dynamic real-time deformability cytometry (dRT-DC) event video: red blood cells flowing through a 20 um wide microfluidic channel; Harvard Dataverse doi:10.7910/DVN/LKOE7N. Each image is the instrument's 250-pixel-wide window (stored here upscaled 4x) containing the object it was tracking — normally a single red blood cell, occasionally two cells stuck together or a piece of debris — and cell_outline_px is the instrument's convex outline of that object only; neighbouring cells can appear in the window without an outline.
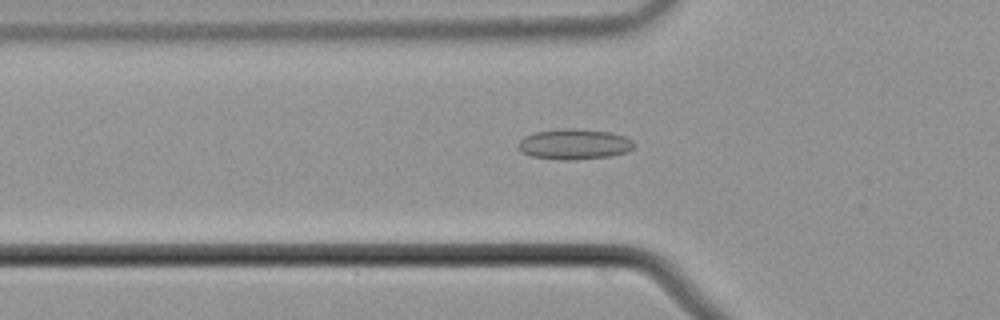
{"species": "common noctule bat (a hibernating species)", "species_latin": "Nyctalus noctula", "temperature_condition": "cold", "stored_images_in_passage": 47, "camera_frame_rate_fps": 3000, "um_per_image_px": 0.085, "animal": {"sex": "male", "body_mass_g": 21.5, "forearm_length_mm": 52.0}, "frame": {"image": 1, "passage_image": 16, "time_ms": 5.0, "image_size_px": [1000, 320], "cell_outline_px": [[636, 144], [628, 152], [608, 156], [576, 160], [560, 160], [532, 156], [520, 152], [516, 144], [524, 136], [536, 132], [560, 128], [580, 128], [612, 132], [624, 136], [632, 140]], "centroid_in_image_um": [48.8, 12.25], "position_along_channel_um": 77.0, "area_um2": 20.92}}
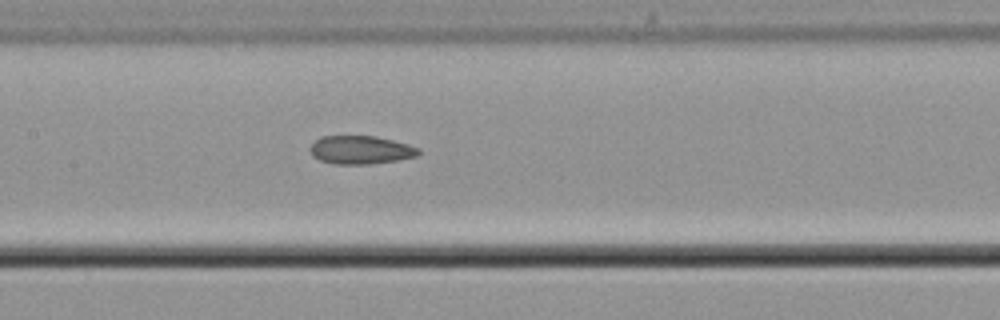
{"frame": {"image": 2, "passage_image": 24, "time_ms": 7.667, "image_size_px": [1000, 320], "cell_outline_px": [[420, 152], [416, 156], [400, 160], [368, 164], [332, 164], [320, 160], [312, 156], [308, 148], [320, 136], [376, 136], [408, 144], [420, 148]], "centroid_in_image_um": [30.64, 12.74], "position_along_channel_um": 176.8, "area_um2": 18.03}}
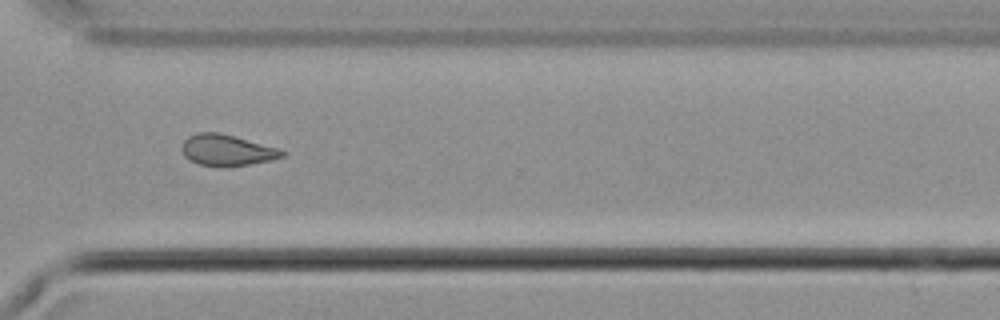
{"frame": {"image": 3, "passage_image": 38, "time_ms": 12.333, "image_size_px": [1000, 320], "cell_outline_px": [[288, 152], [284, 156], [272, 160], [224, 168], [200, 164], [184, 156], [184, 140], [188, 136], [196, 132], [220, 132], [280, 148]], "centroid_in_image_um": [19.35, 12.76], "position_along_channel_um": 351.2, "area_um2": 18.32}}